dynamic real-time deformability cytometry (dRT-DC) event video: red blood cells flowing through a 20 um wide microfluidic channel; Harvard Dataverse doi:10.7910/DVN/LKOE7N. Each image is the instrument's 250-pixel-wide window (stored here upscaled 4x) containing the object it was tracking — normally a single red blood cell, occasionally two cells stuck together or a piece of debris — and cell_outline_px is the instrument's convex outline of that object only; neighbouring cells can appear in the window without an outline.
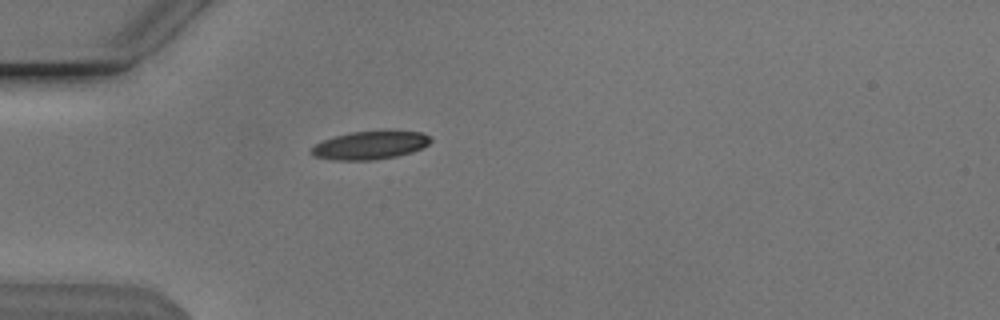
{"species": "Egyptian fruit bat (a non-hibernating species)", "species_latin": "Rousettus aegyptiacus", "temperature_condition": "cold", "stored_images_in_passage": 23, "camera_frame_rate_fps": 3000, "um_per_image_px": 0.085, "animal": {"sex": "male"}, "frame": {"image": 1, "passage_image": 1, "time_ms": 0.0, "image_size_px": [1000, 320], "cell_outline_px": [[432, 140], [428, 144], [412, 152], [396, 156], [376, 160], [332, 160], [312, 156], [312, 148], [316, 144], [324, 140], [336, 136], [352, 132], [420, 132], [428, 136]], "centroid_in_image_um": [31.43, 12.37], "position_along_channel_um": 53.6, "area_um2": 19.07}}
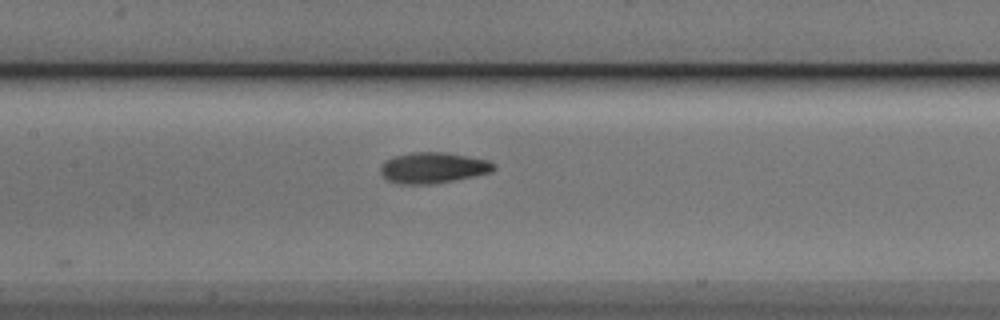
{"frame": {"image": 2, "passage_image": 11, "time_ms": 3.333, "image_size_px": [1000, 320], "cell_outline_px": [[496, 168], [492, 172], [432, 184], [396, 184], [384, 180], [380, 172], [380, 164], [384, 160], [392, 156], [412, 152], [444, 152], [468, 156], [488, 160], [496, 164]], "centroid_in_image_um": [36.74, 14.26], "position_along_channel_um": 170.7, "area_um2": 20.69}}
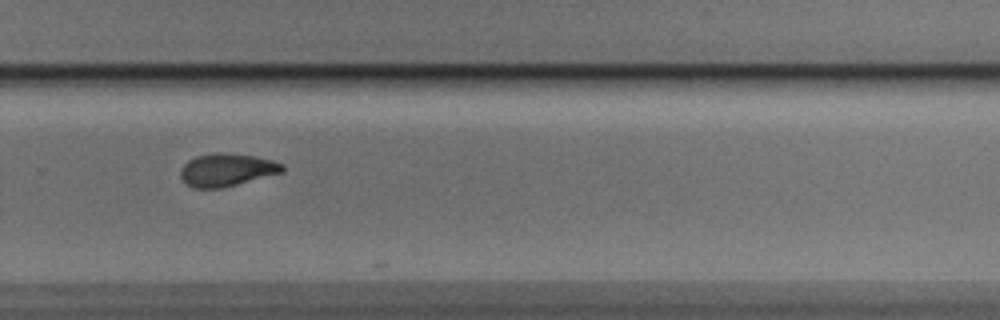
{"frame": {"image": 3, "passage_image": 22, "time_ms": 7.0, "image_size_px": [1000, 320], "cell_outline_px": [[284, 172], [220, 188], [192, 188], [180, 176], [180, 172], [184, 164], [188, 160], [196, 156], [212, 152], [224, 152], [256, 156], [272, 160], [284, 164]], "centroid_in_image_um": [19.28, 14.42], "position_along_channel_um": 310.5, "area_um2": 19.48}}